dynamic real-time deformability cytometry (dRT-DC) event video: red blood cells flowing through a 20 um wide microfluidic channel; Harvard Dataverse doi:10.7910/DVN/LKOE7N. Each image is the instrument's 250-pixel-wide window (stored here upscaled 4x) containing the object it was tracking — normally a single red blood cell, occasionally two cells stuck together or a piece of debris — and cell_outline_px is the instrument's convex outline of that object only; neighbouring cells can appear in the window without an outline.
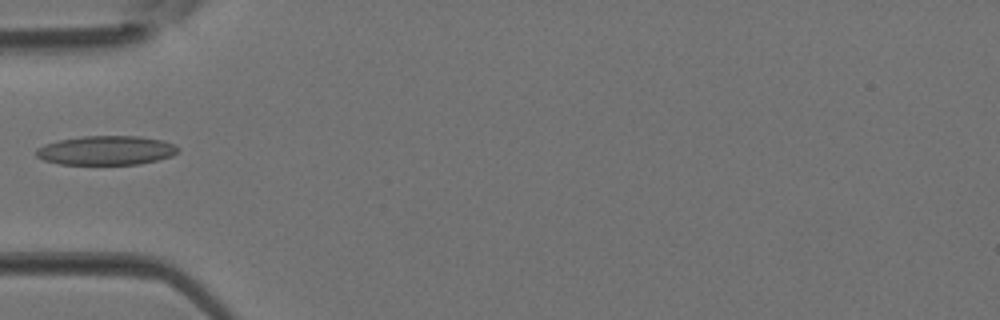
{"species": "Egyptian fruit bat (a non-hibernating species)", "species_latin": "Rousettus aegyptiacus", "temperature_condition": "room temperature", "stored_images_in_passage": 1, "camera_frame_rate_fps": 3000, "um_per_image_px": 0.085, "animal": {"sex": "female"}, "frame": {"image": 1, "passage_image": 1, "time_ms": 0.0, "image_size_px": [1000, 320], "cell_outline_px": [[180, 148], [172, 156], [140, 164], [60, 164], [44, 160], [36, 156], [36, 148], [44, 144], [60, 140], [84, 136], [140, 136], [164, 140]], "centroid_in_image_um": [9.03, 12.78], "position_along_channel_um": 76.0, "area_um2": 24.04}}